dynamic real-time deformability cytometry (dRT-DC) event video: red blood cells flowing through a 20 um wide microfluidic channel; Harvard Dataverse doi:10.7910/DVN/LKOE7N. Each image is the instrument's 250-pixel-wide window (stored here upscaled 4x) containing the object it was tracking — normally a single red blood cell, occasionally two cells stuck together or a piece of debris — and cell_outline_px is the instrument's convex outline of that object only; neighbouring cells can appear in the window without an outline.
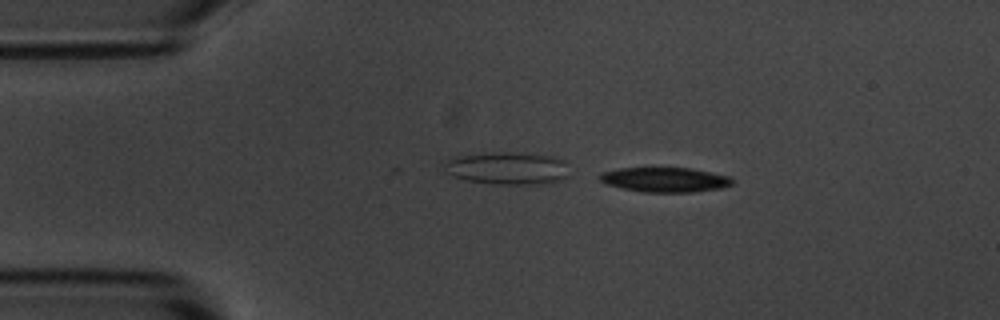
{"species": "common noctule bat (a hibernating species)", "species_latin": "Nyctalus noctula", "temperature_condition": "room temperature", "stored_images_in_passage": 45, "camera_frame_rate_fps": 3000, "um_per_image_px": 0.085, "animal": {"sex": "male", "body_mass_g": 20.1, "forearm_length_mm": 53.5}, "frame": {"image": 1, "passage_image": 1, "time_ms": 0.0, "image_size_px": [1000, 320], "cell_outline_px": [[732, 184], [720, 188], [692, 192], [644, 192], [624, 188], [608, 184], [600, 180], [600, 176], [604, 172], [620, 168], [688, 168], [728, 176], [732, 180]], "centroid_in_image_um": [56.52, 15.28], "position_along_channel_um": 28.5, "area_um2": 18.55}}
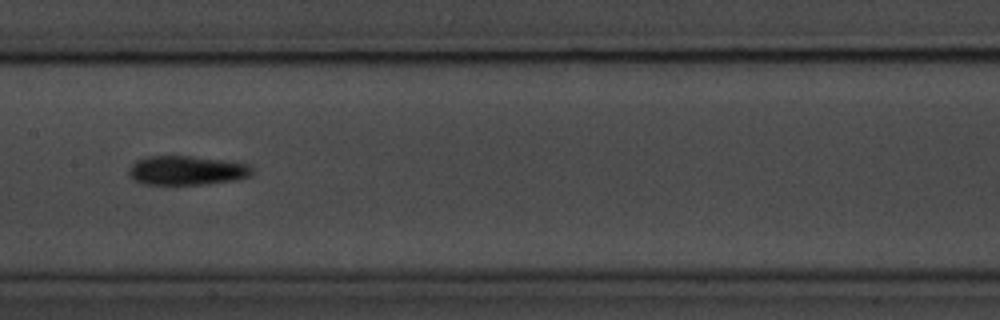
{"frame": {"image": 2, "passage_image": 19, "time_ms": 6.0, "image_size_px": [1000, 320], "cell_outline_px": [[252, 172], [248, 176], [236, 180], [204, 184], [144, 184], [128, 176], [128, 168], [136, 160], [148, 156], [188, 156], [220, 160], [248, 164]], "centroid_in_image_um": [15.8, 14.49], "position_along_channel_um": 191.6, "area_um2": 20.69}}
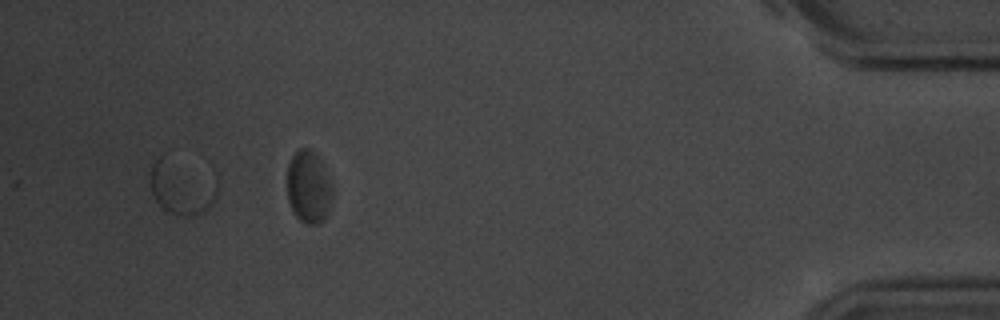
{"frame": {"image": 3, "passage_image": 42, "time_ms": 13.667, "image_size_px": [1000, 320], "cell_outline_px": [[216, 196], [212, 204], [208, 208], [192, 216], [184, 216], [168, 212], [156, 200], [152, 192], [152, 164], [164, 152], [216, 172]], "centroid_in_image_um": [15.52, 15.77], "position_along_channel_um": 419.7, "area_um2": 22.43}, "authors_computed_cell_mechanics": {"area_um2": 20.1144, "velocity_mm_per_s": 3.5662, "shape_relaxation_time_tau1_ms": 2.5852, "shape_relaxation_time_tau2_ms": 6.4546, "deformation_change_tau1": 0.0944, "deformation_change_tau2": 0.1438}}